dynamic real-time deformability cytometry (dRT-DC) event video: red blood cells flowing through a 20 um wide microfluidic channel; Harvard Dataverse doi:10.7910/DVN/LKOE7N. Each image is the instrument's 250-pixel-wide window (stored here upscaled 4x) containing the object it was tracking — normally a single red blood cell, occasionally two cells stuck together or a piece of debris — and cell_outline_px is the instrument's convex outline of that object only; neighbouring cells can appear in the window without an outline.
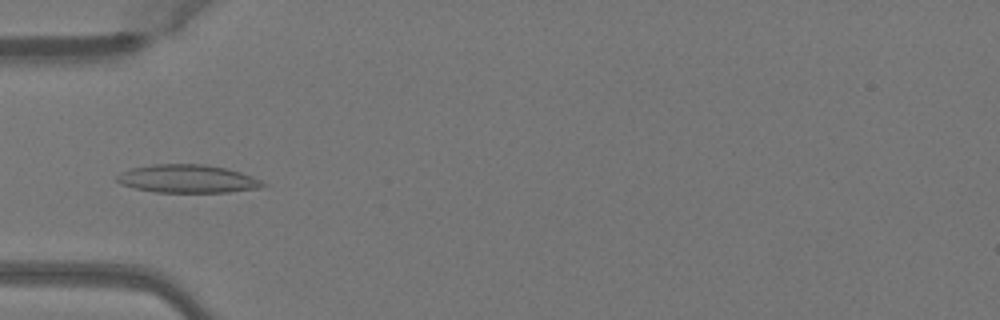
{"species": "Egyptian fruit bat (a non-hibernating species)", "species_latin": "Rousettus aegyptiacus", "temperature_condition": "warm", "stored_images_in_passage": 50, "camera_frame_rate_fps": 3000, "um_per_image_px": 0.085, "animal": {"sex": "female"}, "frame": {"image": 1, "passage_image": 16, "time_ms": 5.0, "image_size_px": [1000, 320], "cell_outline_px": [[268, 184], [260, 188], [228, 192], [156, 192], [136, 188], [120, 184], [116, 180], [116, 176], [120, 172], [132, 168], [152, 164], [204, 164], [224, 168], [240, 172], [252, 176]], "centroid_in_image_um": [15.93, 15.19], "position_along_channel_um": 69.1, "area_um2": 23.87}}
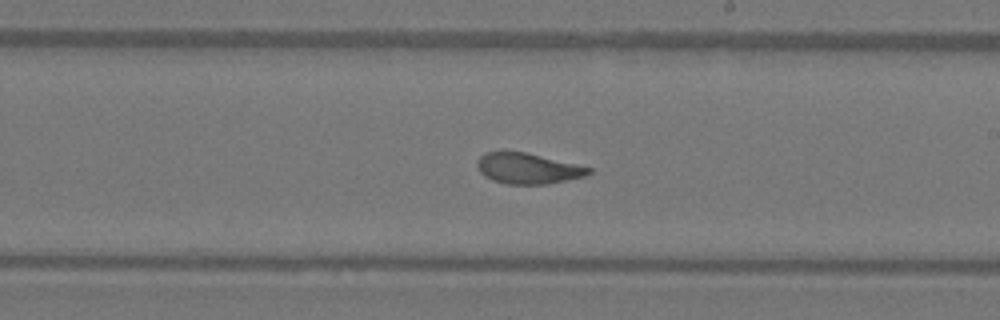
{"frame": {"image": 2, "passage_image": 29, "time_ms": 9.333, "image_size_px": [1000, 320], "cell_outline_px": [[592, 172], [584, 176], [548, 184], [508, 184], [492, 180], [484, 176], [480, 172], [476, 164], [476, 160], [484, 152], [524, 152], [576, 164], [592, 168]], "centroid_in_image_um": [44.83, 14.32], "position_along_channel_um": 244.2, "area_um2": 19.77}}
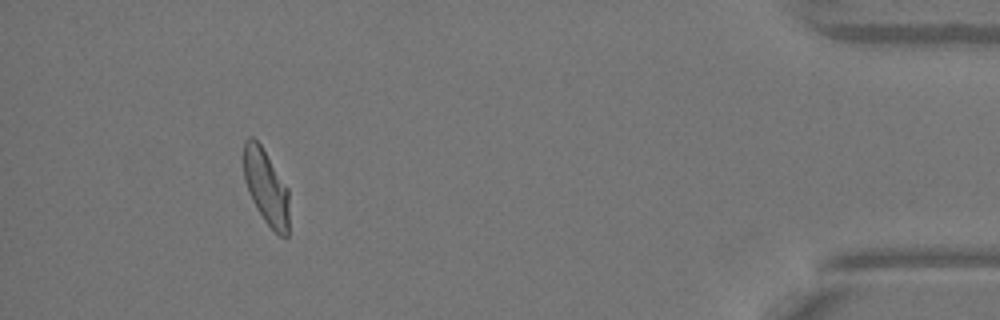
{"frame": {"image": 3, "passage_image": 46, "time_ms": 15.0, "image_size_px": [1000, 320], "cell_outline_px": [[288, 236], [284, 240], [264, 220], [256, 208], [252, 200], [244, 180], [244, 140], [248, 136], [252, 136], [260, 144], [288, 188]], "centroid_in_image_um": [22.61, 15.91], "position_along_channel_um": 412.6, "area_um2": 19.77}, "authors_computed_cell_mechanics": {"area_um2": 20.9525, "velocity_mm_per_s": 4.0203, "shape_relaxation_time_tau1_ms": 4.1805, "shape_relaxation_time_tau2_ms": 0.7407, "deformation_change_tau1": 0.1758, "deformation_change_tau2": 0.0692}}